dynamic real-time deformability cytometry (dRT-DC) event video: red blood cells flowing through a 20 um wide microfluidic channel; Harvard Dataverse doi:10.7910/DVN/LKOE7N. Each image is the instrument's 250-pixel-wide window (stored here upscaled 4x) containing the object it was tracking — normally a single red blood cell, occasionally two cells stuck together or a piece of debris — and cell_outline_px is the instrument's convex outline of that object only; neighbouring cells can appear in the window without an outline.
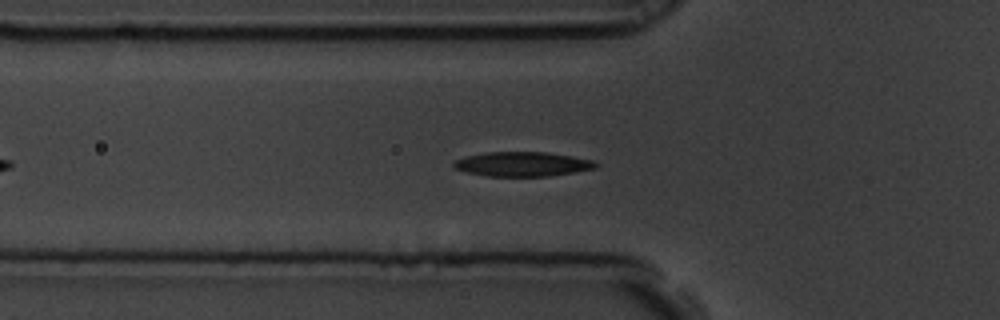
{"species": "common noctule bat (a hibernating species)", "species_latin": "Nyctalus noctula", "temperature_condition": "room temperature", "stored_images_in_passage": 38, "camera_frame_rate_fps": 3000, "um_per_image_px": 0.085, "animal": {"sex": "male", "body_mass_g": 19.5, "forearm_length_mm": 54.6}, "frame": {"image": 1, "passage_image": 7, "time_ms": 2.0, "image_size_px": [1000, 320], "cell_outline_px": [[600, 164], [596, 168], [576, 172], [548, 176], [488, 176], [468, 172], [456, 168], [452, 164], [456, 160], [464, 156], [484, 152], [548, 152], [572, 156], [592, 160]], "centroid_in_image_um": [44.44, 13.94], "position_along_channel_um": 81.4, "area_um2": 20.29}}
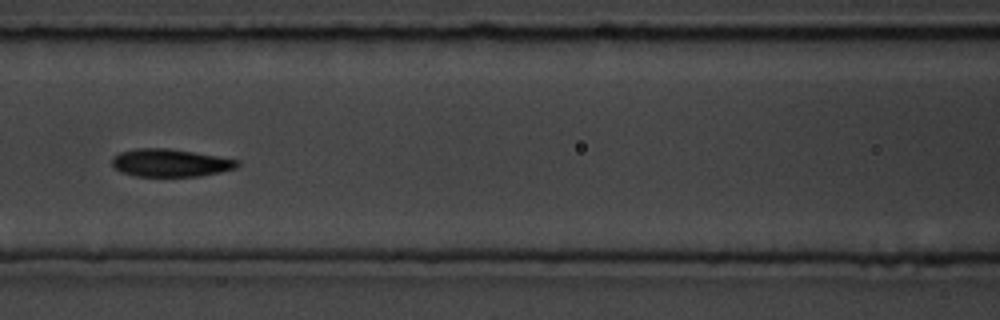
{"frame": {"image": 2, "passage_image": 13, "time_ms": 4.0, "image_size_px": [1000, 320], "cell_outline_px": [[240, 164], [236, 168], [220, 172], [200, 176], [136, 176], [120, 172], [112, 164], [112, 156], [120, 152], [136, 148], [168, 148], [240, 160]], "centroid_in_image_um": [14.46, 13.84], "position_along_channel_um": 152.1, "area_um2": 20.23}}
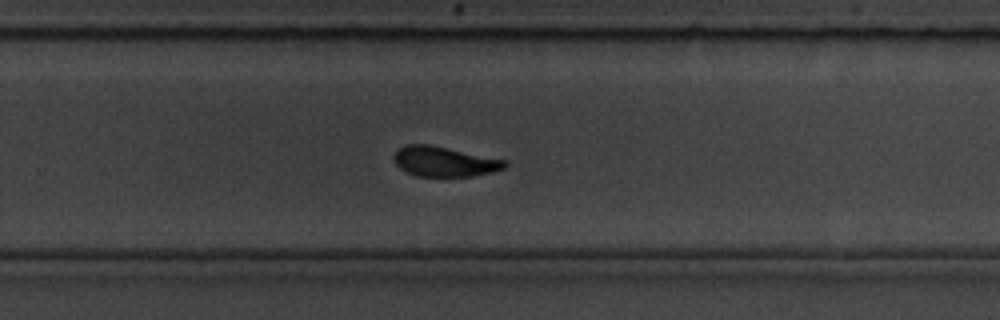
{"frame": {"image": 3, "passage_image": 25, "time_ms": 8.0, "image_size_px": [1000, 320], "cell_outline_px": [[508, 164], [504, 168], [492, 172], [472, 176], [416, 176], [400, 168], [396, 164], [392, 156], [400, 148], [408, 144], [428, 144], [508, 160]], "centroid_in_image_um": [37.79, 13.73], "position_along_channel_um": 292.0, "area_um2": 19.31}, "authors_computed_cell_mechanics": {"area_um2": 20.1433, "velocity_mm_per_s": 3.5087, "shape_relaxation_time_tau1_ms": 5.0201, "shape_relaxation_time_tau2_ms": 1.7991, "deformation_change_tau1": 0.214, "deformation_change_tau2": 0.0828}}